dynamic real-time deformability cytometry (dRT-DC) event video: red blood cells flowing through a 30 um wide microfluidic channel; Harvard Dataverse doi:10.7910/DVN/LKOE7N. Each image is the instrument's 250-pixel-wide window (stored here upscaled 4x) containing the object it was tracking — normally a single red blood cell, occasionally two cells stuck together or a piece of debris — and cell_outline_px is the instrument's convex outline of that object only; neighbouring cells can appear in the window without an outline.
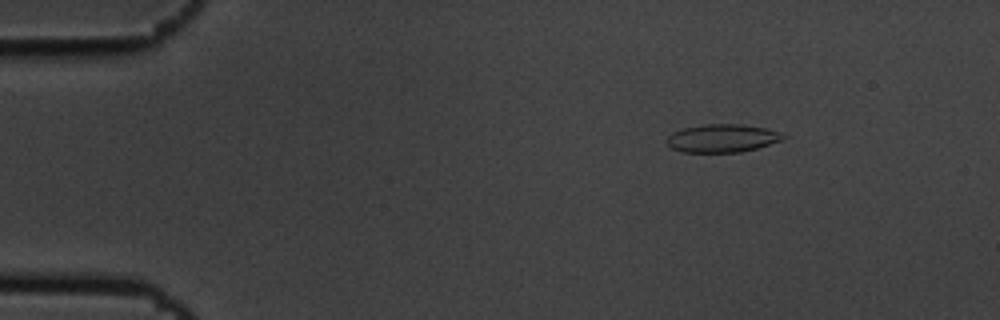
{"species": "common noctule bat (a hibernating species)", "species_latin": "Nyctalus noctula", "temperature_condition": "cold", "stored_images_in_passage": 9, "camera_frame_rate_fps": 3000, "um_per_image_px": 0.085, "animal": {"sex": "male", "body_mass_g": 19.5, "forearm_length_mm": 54.6}, "frame": {"image": 1, "passage_image": 3, "time_ms": 0.667, "image_size_px": [1000, 320], "cell_outline_px": [[788, 136], [784, 140], [756, 148], [740, 152], [680, 152], [672, 148], [668, 144], [668, 136], [672, 132], [684, 128], [704, 124], [740, 124], [764, 128], [784, 132]], "centroid_in_image_um": [61.45, 11.75], "position_along_channel_um": 23.6, "area_um2": 19.13}}
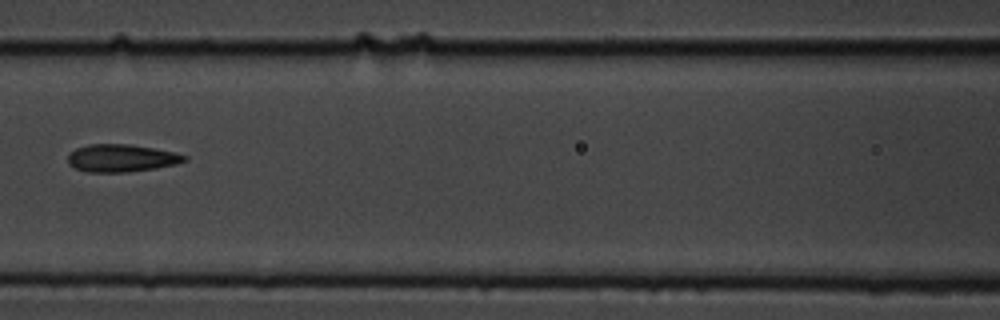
{"frame": {"image": 2, "passage_image": 8, "time_ms": 2.333, "image_size_px": [1000, 320], "cell_outline_px": [[188, 160], [176, 164], [156, 168], [128, 172], [88, 172], [76, 168], [68, 164], [68, 156], [76, 148], [88, 144], [132, 144], [176, 152], [188, 156]], "centroid_in_image_um": [10.36, 13.43], "position_along_channel_um": 156.2, "area_um2": 18.84}}
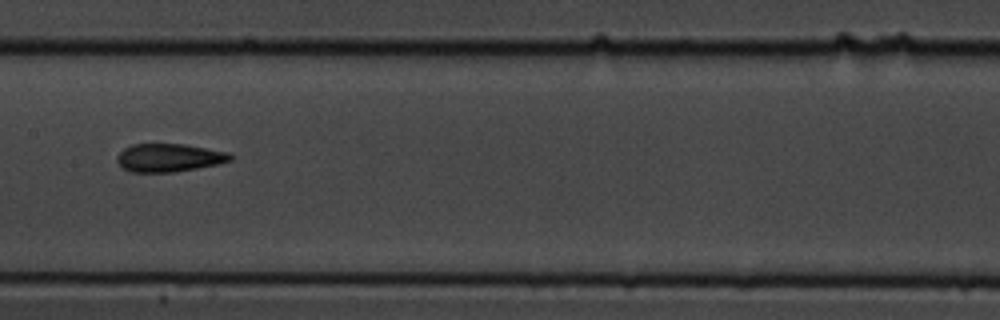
{"frame": {"image": 3, "passage_image": 9, "time_ms": 2.667, "image_size_px": [1000, 320], "cell_outline_px": [[236, 156], [232, 160], [216, 164], [176, 172], [132, 172], [124, 168], [116, 160], [116, 156], [124, 148], [132, 144], [184, 144], [228, 152]], "centroid_in_image_um": [14.38, 13.4], "position_along_channel_um": 193.0, "area_um2": 18.55}}